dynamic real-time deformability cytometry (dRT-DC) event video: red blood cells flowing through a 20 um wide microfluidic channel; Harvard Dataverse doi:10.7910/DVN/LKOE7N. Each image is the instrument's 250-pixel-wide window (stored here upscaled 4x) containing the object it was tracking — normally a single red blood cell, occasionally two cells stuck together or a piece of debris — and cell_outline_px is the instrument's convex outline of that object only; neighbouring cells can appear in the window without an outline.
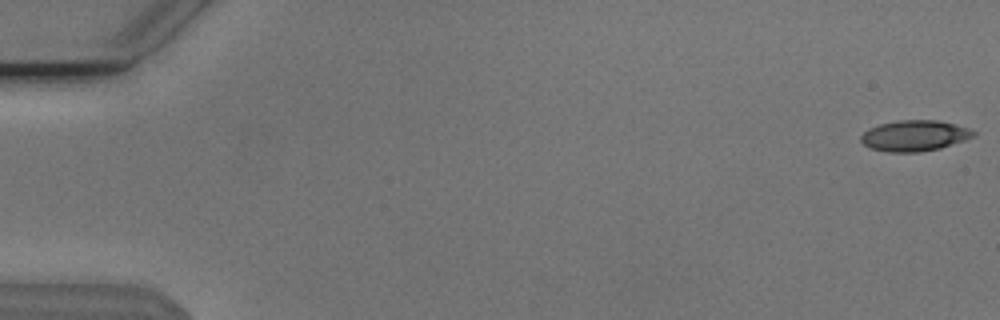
{"species": "Egyptian fruit bat (a non-hibernating species)", "species_latin": "Rousettus aegyptiacus", "temperature_condition": "cold", "stored_images_in_passage": 8, "camera_frame_rate_fps": 3000, "um_per_image_px": 0.085, "animal": {"sex": "male"}, "frame": {"image": 1, "passage_image": 1, "time_ms": 0.0, "image_size_px": [1000, 320], "cell_outline_px": [[976, 136], [940, 148], [920, 152], [888, 152], [872, 148], [864, 144], [860, 140], [860, 136], [868, 128], [880, 124], [900, 120], [936, 120], [956, 124], [968, 128], [976, 132]], "centroid_in_image_um": [77.74, 11.53], "position_along_channel_um": 7.3, "area_um2": 20.17}}